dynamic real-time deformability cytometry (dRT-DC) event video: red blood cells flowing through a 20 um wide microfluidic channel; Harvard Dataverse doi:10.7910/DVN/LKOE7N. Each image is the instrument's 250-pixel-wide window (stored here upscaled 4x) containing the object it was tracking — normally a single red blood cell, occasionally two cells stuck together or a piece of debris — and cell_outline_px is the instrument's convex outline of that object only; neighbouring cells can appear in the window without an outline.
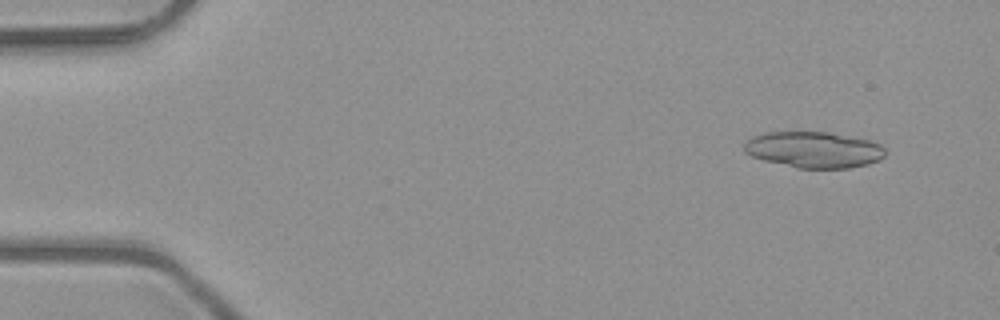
{"species": "common noctule bat (a hibernating species)", "species_latin": "Nyctalus noctula", "temperature_condition": "room temperature", "stored_images_in_passage": 4, "camera_frame_rate_fps": 3000, "um_per_image_px": 0.085, "animal": {"sex": "male", "body_mass_g": 23.1, "forearm_length_mm": 52.7}, "frame": {"image": 1, "passage_image": 1, "time_ms": 0.0, "image_size_px": [1000, 320], "cell_outline_px": [[884, 156], [880, 160], [868, 164], [848, 168], [796, 168], [764, 160], [752, 156], [744, 152], [744, 144], [752, 136], [764, 132], [828, 132], [868, 140], [880, 144], [884, 148]], "centroid_in_image_um": [69.16, 12.73], "position_along_channel_um": 15.8, "area_um2": 29.65}}